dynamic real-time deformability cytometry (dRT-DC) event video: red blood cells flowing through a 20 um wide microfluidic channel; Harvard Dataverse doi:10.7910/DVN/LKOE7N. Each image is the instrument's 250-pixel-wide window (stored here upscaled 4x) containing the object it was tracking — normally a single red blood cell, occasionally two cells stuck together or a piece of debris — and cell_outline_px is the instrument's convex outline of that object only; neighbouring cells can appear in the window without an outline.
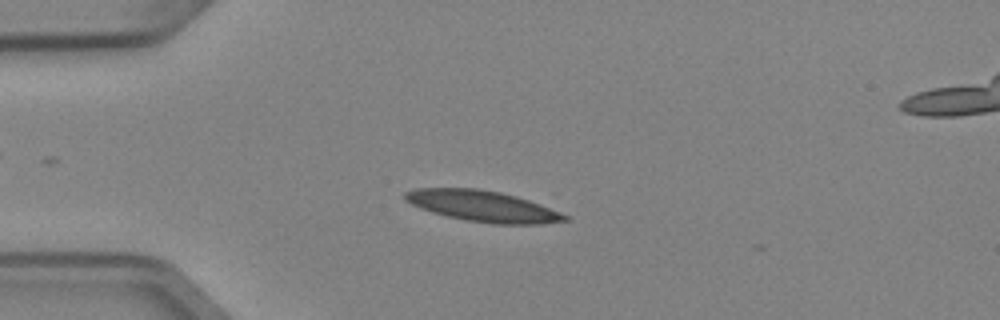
{"species": "Egyptian fruit bat (a non-hibernating species)", "species_latin": "Rousettus aegyptiacus", "temperature_condition": "cold", "stored_images_in_passage": 44, "camera_frame_rate_fps": 3000, "um_per_image_px": 0.085, "animal": {"sex": "female"}, "frame": {"image": 1, "passage_image": 12, "time_ms": 3.667, "image_size_px": [1000, 320], "cell_outline_px": [[568, 220], [540, 224], [492, 224], [468, 220], [448, 216], [432, 212], [420, 208], [404, 200], [404, 192], [416, 188], [476, 188], [500, 192], [516, 196], [528, 200], [560, 212], [568, 216]], "centroid_in_image_um": [41.0, 17.52], "position_along_channel_um": 44.0, "area_um2": 28.61}}
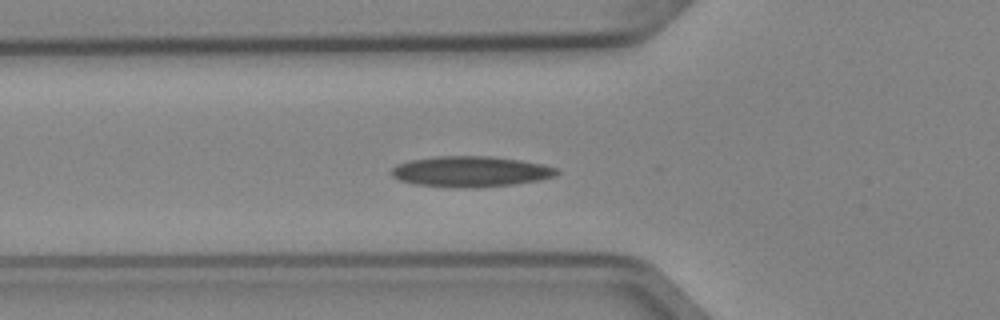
{"frame": {"image": 2, "passage_image": 17, "time_ms": 5.333, "image_size_px": [1000, 320], "cell_outline_px": [[560, 172], [556, 176], [536, 180], [512, 184], [476, 188], [456, 188], [416, 184], [400, 180], [392, 176], [392, 168], [396, 164], [412, 160], [440, 156], [488, 156], [520, 160], [540, 164], [556, 168]], "centroid_in_image_um": [39.99, 14.59], "position_along_channel_um": 85.8, "area_um2": 29.3}}
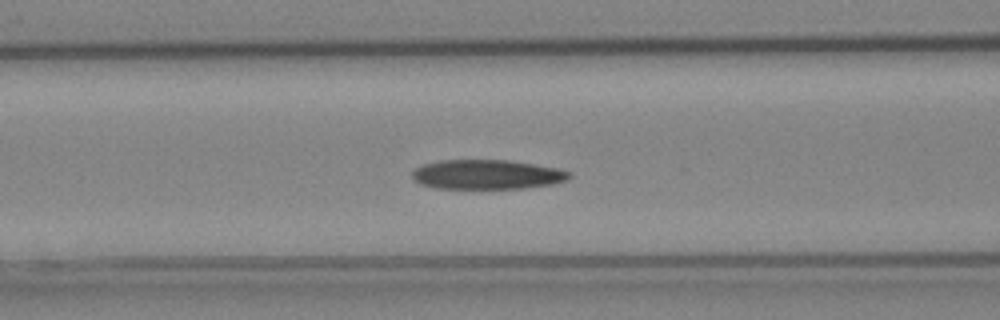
{"frame": {"image": 3, "passage_image": 20, "time_ms": 6.333, "image_size_px": [1000, 320], "cell_outline_px": [[572, 176], [568, 180], [552, 184], [524, 188], [436, 188], [420, 184], [412, 180], [412, 172], [416, 168], [424, 164], [440, 160], [508, 160], [560, 168], [572, 172]], "centroid_in_image_um": [41.42, 14.83], "position_along_channel_um": 125.2, "area_um2": 27.17}}